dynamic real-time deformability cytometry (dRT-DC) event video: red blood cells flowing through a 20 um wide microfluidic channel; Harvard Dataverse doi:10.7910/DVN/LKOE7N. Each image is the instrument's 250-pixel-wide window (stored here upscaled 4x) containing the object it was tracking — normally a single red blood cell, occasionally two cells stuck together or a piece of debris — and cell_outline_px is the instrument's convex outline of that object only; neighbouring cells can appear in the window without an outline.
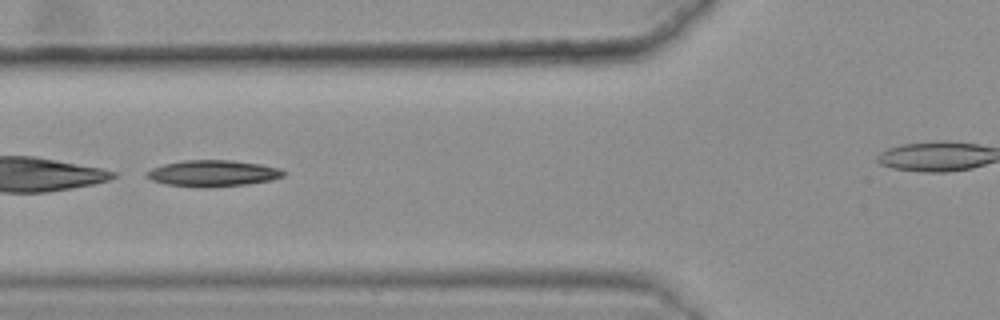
{"species": "common noctule bat (a hibernating species)", "species_latin": "Nyctalus noctula", "temperature_condition": "warm", "stored_images_in_passage": 44, "camera_frame_rate_fps": 3000, "um_per_image_px": 0.085, "animal": {"sex": "female", "body_mass_g": 25.1}, "frame": {"image": 1, "passage_image": 19, "time_ms": 6.0, "image_size_px": [1000, 320], "cell_outline_px": [[288, 172], [284, 176], [272, 180], [248, 184], [208, 188], [200, 188], [164, 184], [152, 180], [144, 176], [144, 172], [152, 168], [164, 164], [184, 160], [232, 160], [260, 164], [280, 168]], "centroid_in_image_um": [18.09, 14.74], "position_along_channel_um": 107.7, "area_um2": 21.39}}